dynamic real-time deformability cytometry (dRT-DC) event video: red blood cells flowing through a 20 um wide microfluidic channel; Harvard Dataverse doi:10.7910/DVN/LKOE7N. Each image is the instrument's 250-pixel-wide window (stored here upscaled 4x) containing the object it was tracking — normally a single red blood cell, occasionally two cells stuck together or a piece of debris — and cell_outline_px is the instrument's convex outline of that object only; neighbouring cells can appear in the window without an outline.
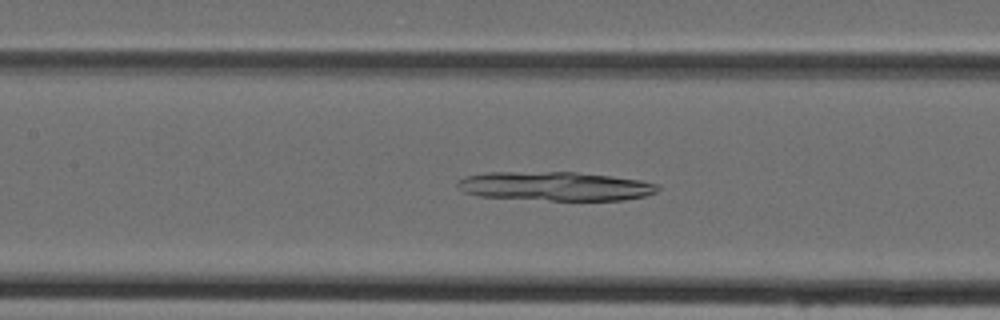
{"species": "Egyptian fruit bat (a non-hibernating species)", "species_latin": "Rousettus aegyptiacus", "temperature_condition": "cold", "stored_images_in_passage": 46, "camera_frame_rate_fps": 3000, "um_per_image_px": 0.085, "animal": {"sex": "female"}, "frame": {"image": 1, "passage_image": 21, "time_ms": 6.667, "image_size_px": [1000, 320], "cell_outline_px": [[660, 188], [656, 192], [644, 196], [624, 200], [552, 200], [480, 196], [464, 192], [456, 184], [464, 176], [488, 172], [576, 172], [612, 176], [640, 180], [656, 184]], "centroid_in_image_um": [47.2, 15.82], "position_along_channel_um": 160.2, "area_um2": 33.64}}
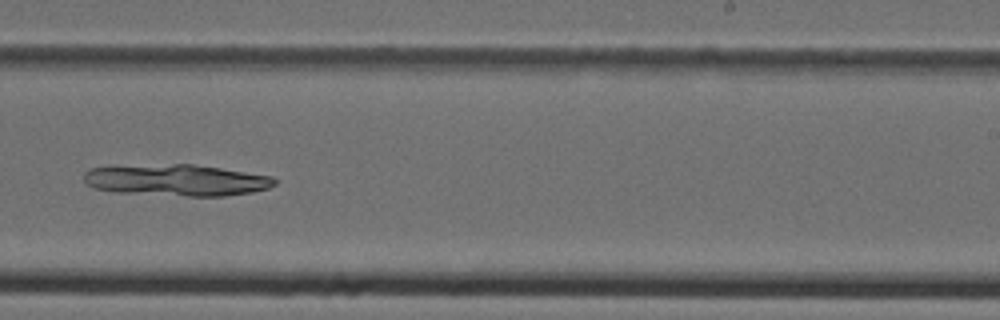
{"frame": {"image": 2, "passage_image": 29, "time_ms": 9.333, "image_size_px": [1000, 320], "cell_outline_px": [[276, 184], [268, 188], [252, 192], [224, 196], [188, 196], [116, 192], [92, 188], [84, 180], [84, 172], [88, 168], [112, 164], [192, 164], [220, 168], [272, 176], [276, 180]], "centroid_in_image_um": [14.91, 15.29], "position_along_channel_um": 274.1, "area_um2": 35.6}}
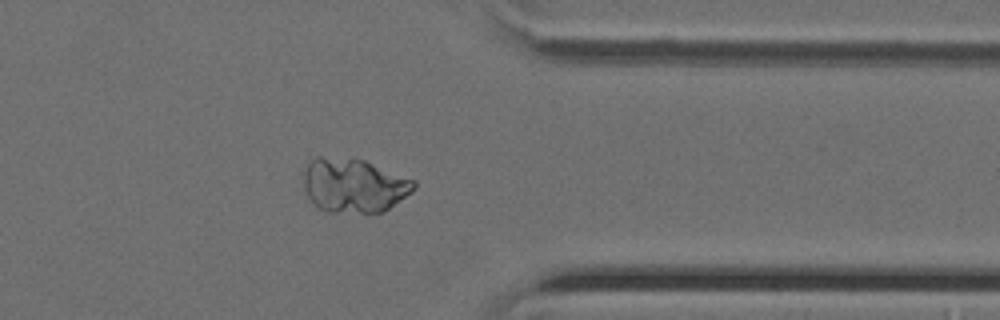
{"frame": {"image": 3, "passage_image": 37, "time_ms": 12.0, "image_size_px": [1000, 320], "cell_outline_px": [[416, 188], [412, 192], [384, 212], [328, 212], [316, 208], [312, 204], [304, 188], [304, 172], [308, 160], [316, 156], [320, 156], [364, 160], [416, 180]], "centroid_in_image_um": [30.07, 15.76], "position_along_channel_um": 381.3, "area_um2": 35.08}}